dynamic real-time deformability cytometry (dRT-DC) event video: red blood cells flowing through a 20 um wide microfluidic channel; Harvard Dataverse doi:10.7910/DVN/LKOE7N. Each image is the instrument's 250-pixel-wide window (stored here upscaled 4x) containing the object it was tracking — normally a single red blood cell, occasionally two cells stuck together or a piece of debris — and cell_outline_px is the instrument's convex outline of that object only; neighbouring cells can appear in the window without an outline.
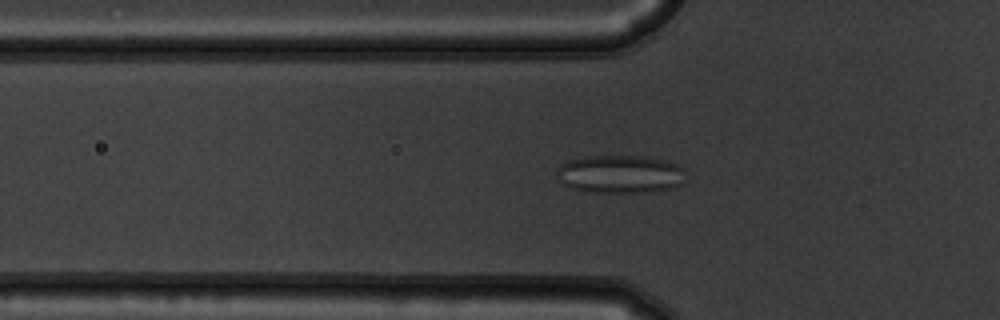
{"species": "common noctule bat (a hibernating species)", "species_latin": "Nyctalus noctula", "temperature_condition": "warm", "stored_images_in_passage": 55, "camera_frame_rate_fps": 3000, "um_per_image_px": 0.085, "animal": {"sex": "male", "body_mass_g": 19.5, "forearm_length_mm": 54.6}, "frame": {"image": 1, "passage_image": 19, "time_ms": 6.0, "image_size_px": [1000, 320], "cell_outline_px": [[684, 184], [676, 188], [648, 192], [588, 192], [572, 188], [564, 184], [560, 180], [556, 172], [556, 168], [560, 164], [568, 160], [584, 156], [640, 156], [664, 160], [676, 164], [684, 168]], "centroid_in_image_um": [52.72, 14.8], "position_along_channel_um": 73.1, "area_um2": 28.9}}
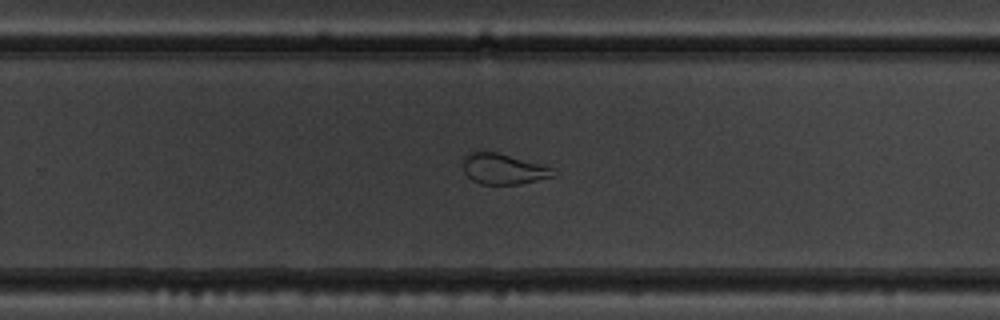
{"frame": {"image": 2, "passage_image": 36, "time_ms": 11.667, "image_size_px": [1000, 320], "cell_outline_px": [[556, 176], [520, 184], [480, 184], [472, 180], [464, 172], [464, 160], [468, 152], [476, 148], [496, 152], [540, 164], [552, 168]], "centroid_in_image_um": [42.74, 14.34], "position_along_channel_um": 287.1, "area_um2": 16.24}}
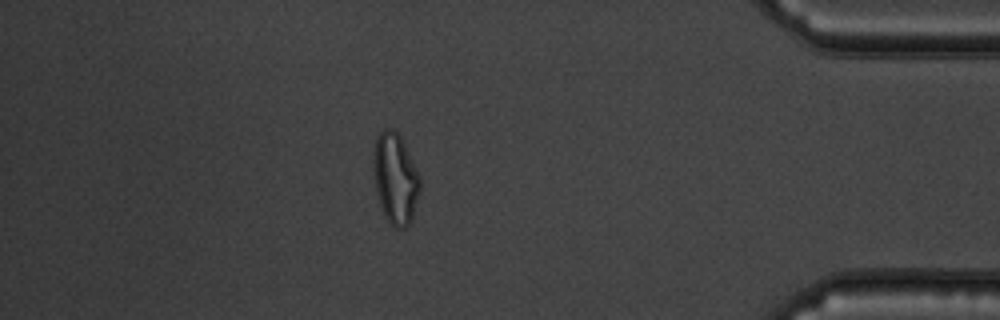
{"frame": {"image": 3, "passage_image": 48, "time_ms": 15.667, "image_size_px": [1000, 320], "cell_outline_px": [[420, 192], [412, 220], [404, 228], [396, 228], [384, 216], [380, 204], [376, 188], [372, 168], [372, 152], [376, 136], [384, 128], [392, 128], [400, 136], [420, 176]], "centroid_in_image_um": [33.59, 15.15], "position_along_channel_um": 401.6, "area_um2": 24.8}, "authors_computed_cell_mechanics": {"area_um2": 24.7962, "velocity_mm_per_s": 3.7788, "shape_relaxation_time_tau1_ms": null, "shape_relaxation_time_tau2_ms": 0.9677, "deformation_change_tau1": null, "deformation_change_tau2": 0.0816}}